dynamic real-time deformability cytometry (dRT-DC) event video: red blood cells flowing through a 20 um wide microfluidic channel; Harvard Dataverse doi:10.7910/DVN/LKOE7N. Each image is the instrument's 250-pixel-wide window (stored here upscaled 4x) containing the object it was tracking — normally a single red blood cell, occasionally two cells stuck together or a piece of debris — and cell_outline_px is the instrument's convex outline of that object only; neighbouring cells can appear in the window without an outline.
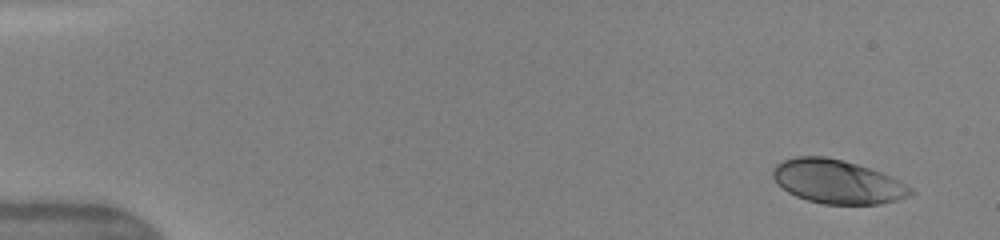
{"species": "human", "species_latin": "Homo sapiens", "temperature_condition": "warm", "stored_images_in_passage": 46, "camera_frame_rate_fps": 3000, "um_per_image_px": 0.085, "donor": {"sex": "female"}, "frame": {"image": 1, "passage_image": 1, "time_ms": 0.0, "image_size_px": [1000, 240], "cell_outline_px": [[916, 192], [908, 196], [896, 200], [880, 204], [824, 204], [808, 200], [796, 196], [788, 192], [776, 184], [772, 176], [772, 168], [776, 164], [784, 160], [796, 156], [824, 156], [856, 164], [880, 172], [912, 188]], "centroid_in_image_um": [71.12, 15.45], "position_along_channel_um": 13.9, "area_um2": 34.85}}
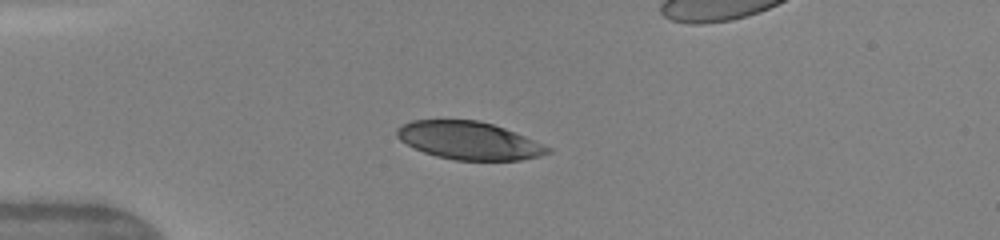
{"frame": {"image": 2, "passage_image": 11, "time_ms": 3.333, "image_size_px": [1000, 240], "cell_outline_px": [[552, 152], [540, 156], [520, 160], [456, 160], [436, 156], [424, 152], [400, 140], [396, 136], [396, 128], [412, 120], [480, 120], [504, 128], [524, 136], [552, 148]], "centroid_in_image_um": [39.87, 11.95], "position_along_channel_um": 45.1, "area_um2": 33.06}}
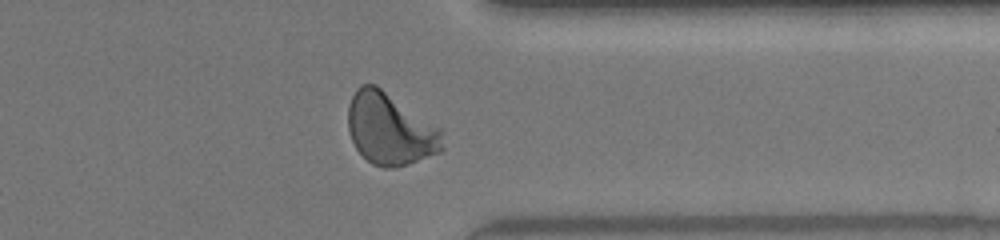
{"frame": {"image": 3, "passage_image": 37, "time_ms": 12.0, "image_size_px": [1000, 240], "cell_outline_px": [[444, 148], [440, 152], [408, 164], [396, 168], [384, 168], [372, 164], [356, 148], [352, 140], [348, 128], [348, 104], [356, 88], [360, 84], [376, 84], [440, 128]], "centroid_in_image_um": [33.14, 10.96], "position_along_channel_um": 378.3, "area_um2": 39.54}, "authors_computed_cell_mechanics": {"area_um2": 36.4429, "velocity_mm_per_s": 4.1809, "shape_relaxation_time_tau1_ms": 3.32, "shape_relaxation_time_tau2_ms": null, "deformation_change_tau1": 0.1542, "deformation_change_tau2": null}}